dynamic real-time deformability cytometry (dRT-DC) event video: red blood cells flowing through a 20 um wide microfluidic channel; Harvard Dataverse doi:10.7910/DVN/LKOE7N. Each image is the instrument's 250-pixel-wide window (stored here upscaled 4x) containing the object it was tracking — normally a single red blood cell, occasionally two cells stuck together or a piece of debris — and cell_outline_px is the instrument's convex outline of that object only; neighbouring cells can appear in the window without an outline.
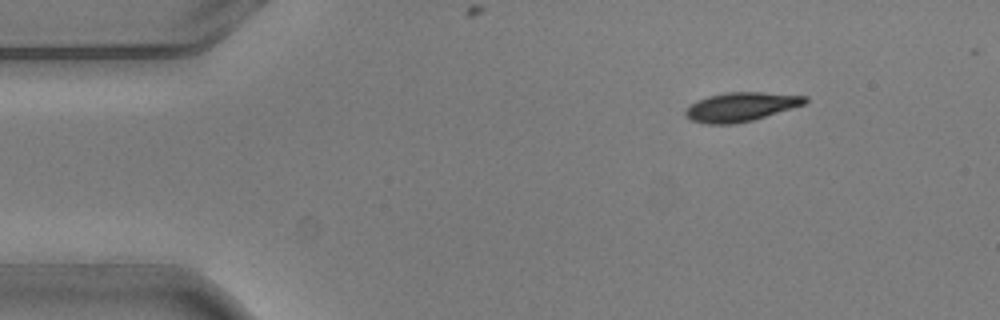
{"species": "common noctule bat (a hibernating species)", "species_latin": "Nyctalus noctula", "temperature_condition": "warm", "stored_images_in_passage": 4, "camera_frame_rate_fps": 3000, "um_per_image_px": 0.085, "animal": {"sex": "male", "body_mass_g": 20.5, "forearm_length_mm": 52.5}, "frame": {"image": 1, "passage_image": 1, "time_ms": 0.0, "image_size_px": [1000, 320], "cell_outline_px": [[808, 100], [804, 104], [752, 120], [736, 124], [708, 124], [692, 120], [684, 112], [692, 104], [708, 96], [724, 92], [760, 92], [808, 96]], "centroid_in_image_um": [62.99, 9.07], "position_along_channel_um": 22.0, "area_um2": 19.83}}
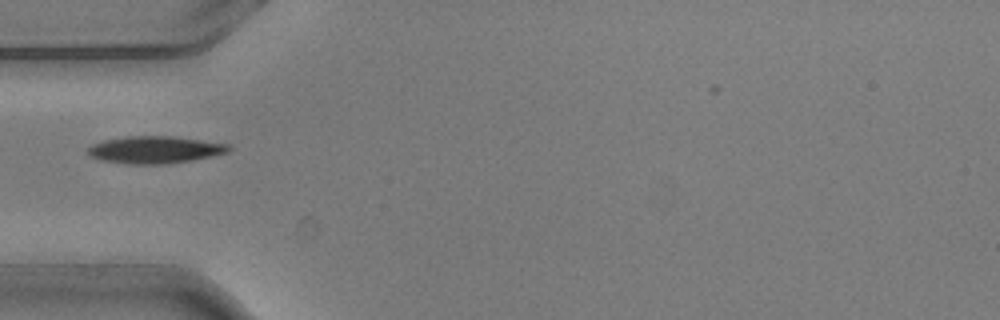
{"frame": {"image": 2, "passage_image": 4, "time_ms": 1.0, "image_size_px": [1000, 320], "cell_outline_px": [[232, 148], [228, 152], [212, 156], [192, 160], [168, 164], [128, 164], [100, 160], [88, 156], [88, 148], [92, 144], [104, 140], [124, 136], [172, 136], [232, 144]], "centroid_in_image_um": [13.18, 12.73], "position_along_channel_um": 71.8, "area_um2": 22.6}}